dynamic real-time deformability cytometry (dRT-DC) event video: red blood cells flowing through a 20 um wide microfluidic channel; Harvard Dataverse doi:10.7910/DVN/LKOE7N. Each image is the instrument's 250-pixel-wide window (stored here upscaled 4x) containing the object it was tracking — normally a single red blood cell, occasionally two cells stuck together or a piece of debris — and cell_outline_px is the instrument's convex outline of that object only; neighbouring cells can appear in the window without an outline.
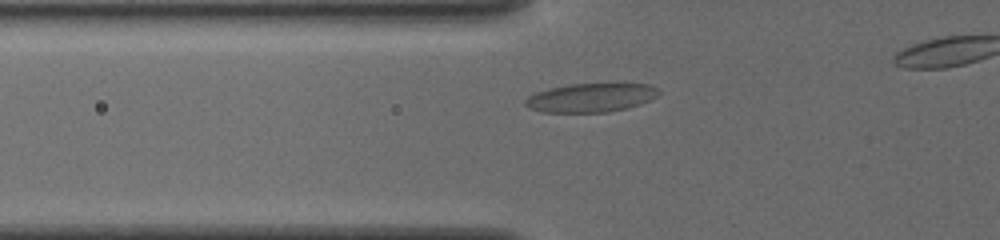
{"species": "common noctule bat (a hibernating species)", "species_latin": "Nyctalus noctula", "temperature_condition": "cold", "stored_images_in_passage": 33, "camera_frame_rate_fps": 3000, "um_per_image_px": 0.085, "animal": {"sex": "female", "body_mass_g": 19.5, "forearm_length_mm": 54.1}, "frame": {"image": 1, "passage_image": 4, "time_ms": 1.0, "image_size_px": [1000, 240], "cell_outline_px": [[660, 92], [656, 96], [640, 104], [628, 108], [608, 112], [544, 112], [528, 108], [524, 104], [524, 100], [528, 96], [536, 92], [568, 84], [648, 84], [656, 88]], "centroid_in_image_um": [50.19, 8.31], "position_along_channel_um": 75.6, "area_um2": 22.2}}
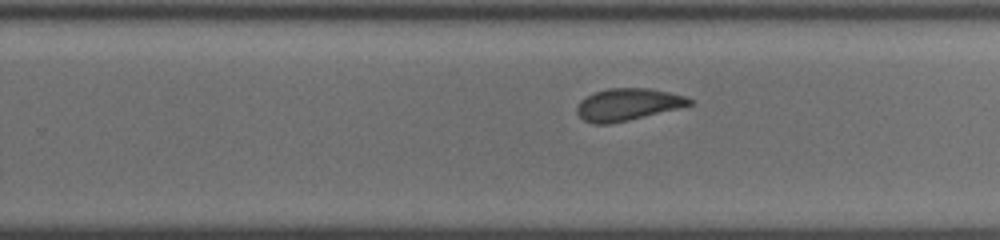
{"frame": {"image": 2, "passage_image": 20, "time_ms": 6.333, "image_size_px": [1000, 240], "cell_outline_px": [[692, 104], [628, 120], [608, 124], [592, 124], [584, 120], [576, 112], [576, 108], [580, 100], [596, 92], [608, 88], [648, 88], [668, 92], [684, 96], [692, 100]], "centroid_in_image_um": [53.3, 8.88], "position_along_channel_um": 276.5, "area_um2": 20.63}}
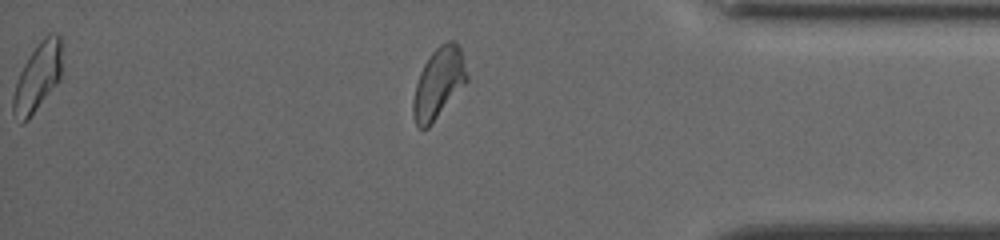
{"frame": {"image": 3, "passage_image": 31, "time_ms": 10.0, "image_size_px": [1000, 240], "cell_outline_px": [[468, 80], [428, 128], [420, 128], [416, 124], [412, 116], [412, 104], [416, 84], [420, 72], [424, 64], [432, 52], [440, 44], [448, 40], [456, 40], [460, 44], [468, 76]], "centroid_in_image_um": [37.28, 7.03], "position_along_channel_um": 397.9, "area_um2": 22.08}}